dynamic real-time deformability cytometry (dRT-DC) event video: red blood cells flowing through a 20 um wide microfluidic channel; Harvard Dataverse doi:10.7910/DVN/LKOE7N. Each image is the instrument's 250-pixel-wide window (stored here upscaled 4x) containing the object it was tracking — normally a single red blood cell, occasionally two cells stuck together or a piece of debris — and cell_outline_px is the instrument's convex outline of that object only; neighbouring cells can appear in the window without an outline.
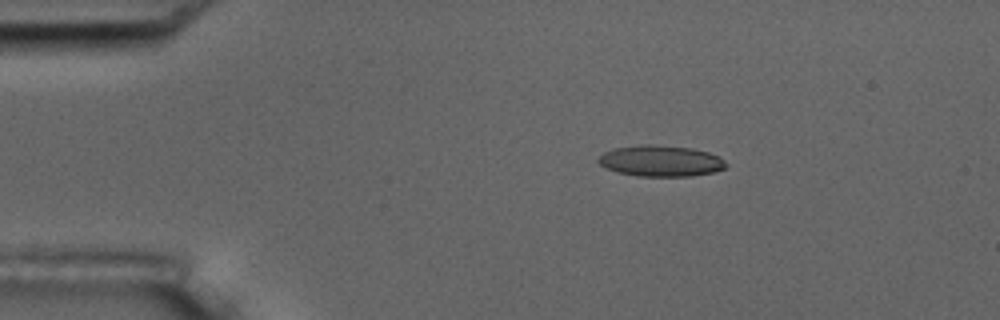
{"species": "common noctule bat (a hibernating species)", "species_latin": "Nyctalus noctula", "temperature_condition": "room temperature", "stored_images_in_passage": 5, "camera_frame_rate_fps": 3000, "um_per_image_px": 0.085, "animal": {"sex": "male", "body_mass_g": 17.5, "forearm_length_mm": 52.3}, "frame": {"image": 1, "passage_image": 2, "time_ms": 1.333, "image_size_px": [1000, 320], "cell_outline_px": [[728, 164], [724, 168], [712, 172], [692, 176], [640, 176], [616, 172], [600, 164], [596, 160], [604, 152], [616, 148], [640, 144], [648, 144], [692, 148], [708, 152], [720, 156]], "centroid_in_image_um": [56.17, 13.67], "position_along_channel_um": 28.8, "area_um2": 23.06}}
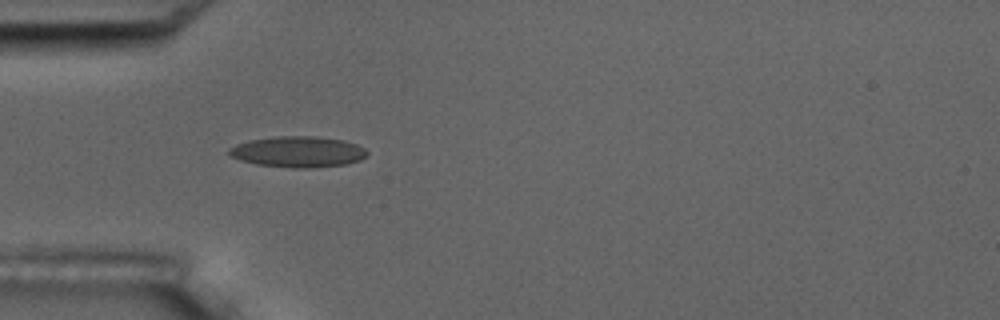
{"frame": {"image": 2, "passage_image": 4, "time_ms": 3.667, "image_size_px": [1000, 320], "cell_outline_px": [[368, 156], [360, 160], [344, 164], [308, 168], [296, 168], [256, 164], [240, 160], [228, 156], [228, 148], [236, 144], [248, 140], [276, 136], [316, 136], [344, 140], [356, 144], [364, 148], [368, 152]], "centroid_in_image_um": [25.3, 12.89], "position_along_channel_um": 59.7, "area_um2": 25.03}}